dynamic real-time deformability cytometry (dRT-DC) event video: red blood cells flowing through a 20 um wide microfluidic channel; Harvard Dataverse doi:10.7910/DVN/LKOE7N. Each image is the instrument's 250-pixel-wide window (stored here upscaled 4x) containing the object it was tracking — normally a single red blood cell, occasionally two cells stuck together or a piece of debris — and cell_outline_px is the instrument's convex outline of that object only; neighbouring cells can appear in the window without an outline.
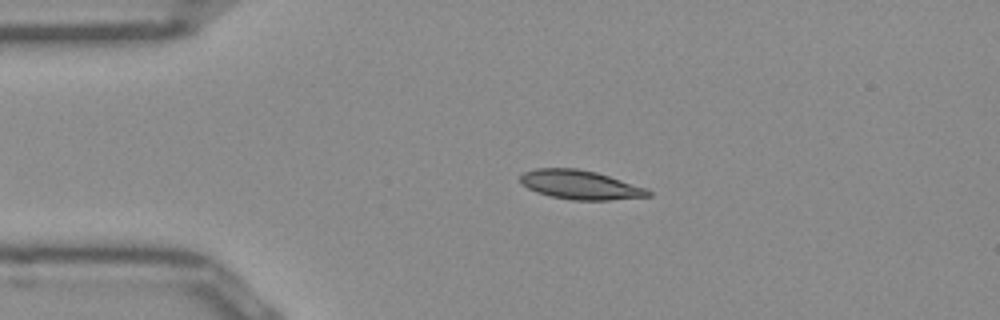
{"species": "Egyptian fruit bat (a non-hibernating species)", "species_latin": "Rousettus aegyptiacus", "temperature_condition": "room temperature", "stored_images_in_passage": 41, "camera_frame_rate_fps": 3000, "um_per_image_px": 0.085, "frame": {"image": 1, "passage_image": 1, "time_ms": 0.0, "image_size_px": [1000, 320], "cell_outline_px": [[652, 196], [608, 200], [572, 200], [552, 196], [536, 192], [528, 188], [520, 180], [520, 176], [524, 172], [536, 168], [576, 168], [596, 172], [648, 188], [652, 192]], "centroid_in_image_um": [49.36, 15.71], "position_along_channel_um": 35.6, "area_um2": 21.62}}
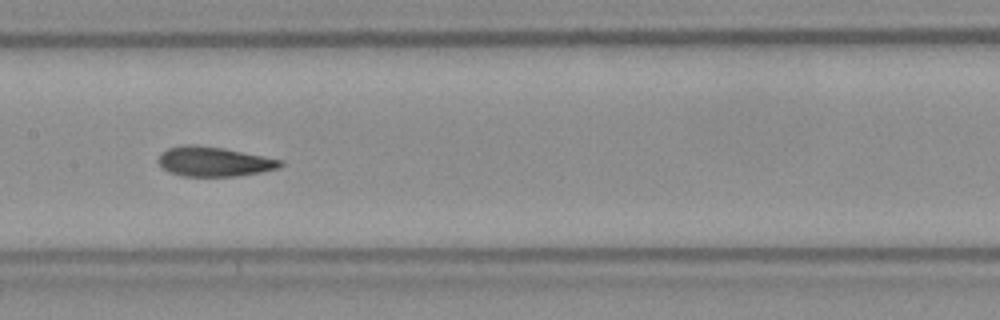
{"frame": {"image": 2, "passage_image": 15, "time_ms": 4.667, "image_size_px": [1000, 320], "cell_outline_px": [[284, 164], [276, 168], [236, 176], [184, 176], [172, 172], [164, 168], [160, 164], [160, 152], [168, 148], [184, 144], [196, 144], [224, 148], [284, 160]], "centroid_in_image_um": [18.19, 13.71], "position_along_channel_um": 189.2, "area_um2": 20.81}}
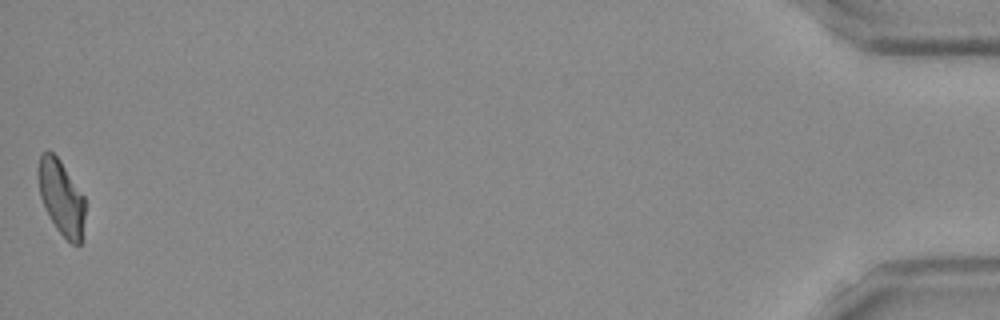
{"frame": {"image": 3, "passage_image": 41, "time_ms": 13.333, "image_size_px": [1000, 320], "cell_outline_px": [[84, 240], [80, 244], [72, 244], [56, 228], [40, 196], [36, 176], [36, 168], [40, 156], [44, 152], [52, 152], [60, 160], [84, 196]], "centroid_in_image_um": [5.21, 16.79], "position_along_channel_um": 430.0, "area_um2": 20.46}, "authors_computed_cell_mechanics": {"area_um2": 21.2704, "velocity_mm_per_s": 3.9526, "shape_relaxation_time_tau1_ms": 10.1847, "shape_relaxation_time_tau2_ms": 2.2617, "deformation_change_tau1": 0.2123, "deformation_change_tau2": 0.0649}}